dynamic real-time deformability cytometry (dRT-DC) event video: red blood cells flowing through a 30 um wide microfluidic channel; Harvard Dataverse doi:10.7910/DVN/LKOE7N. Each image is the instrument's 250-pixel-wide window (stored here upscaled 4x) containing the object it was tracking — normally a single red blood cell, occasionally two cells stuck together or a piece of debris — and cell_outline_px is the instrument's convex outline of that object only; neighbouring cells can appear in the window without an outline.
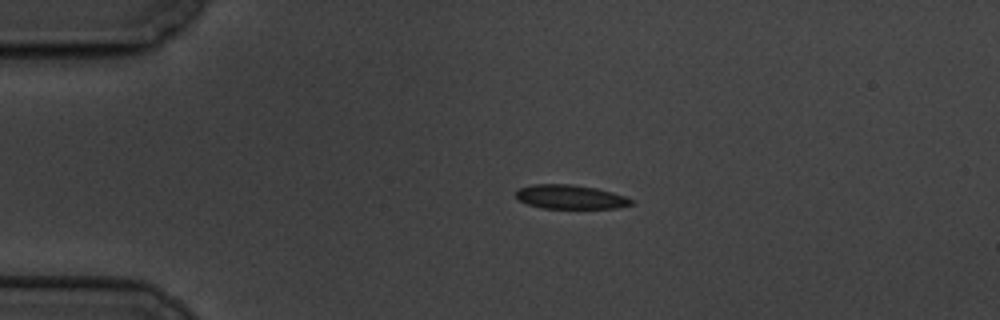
{"species": "common noctule bat (a hibernating species)", "species_latin": "Nyctalus noctula", "temperature_condition": "cold", "stored_images_in_passage": 3, "camera_frame_rate_fps": 3000, "um_per_image_px": 0.085, "animal": {"sex": "male", "body_mass_g": 19.5, "forearm_length_mm": 54.6}, "frame": {"image": 1, "passage_image": 1, "time_ms": 0.0, "image_size_px": [1000, 320], "cell_outline_px": [[632, 204], [616, 208], [540, 208], [528, 204], [520, 200], [516, 196], [516, 192], [520, 188], [532, 184], [572, 184], [596, 188], [612, 192], [624, 196], [632, 200]], "centroid_in_image_um": [48.46, 16.73], "position_along_channel_um": 36.5, "area_um2": 16.01}}
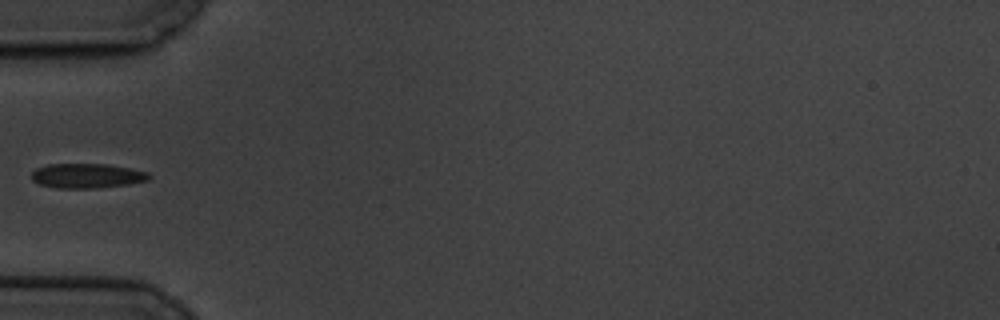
{"frame": {"image": 2, "passage_image": 3, "time_ms": 2.333, "image_size_px": [1000, 320], "cell_outline_px": [[152, 176], [148, 180], [128, 184], [96, 188], [56, 188], [40, 184], [32, 180], [32, 172], [36, 168], [48, 164], [108, 164], [148, 172]], "centroid_in_image_um": [7.39, 14.94], "position_along_channel_um": 77.6, "area_um2": 16.82}}